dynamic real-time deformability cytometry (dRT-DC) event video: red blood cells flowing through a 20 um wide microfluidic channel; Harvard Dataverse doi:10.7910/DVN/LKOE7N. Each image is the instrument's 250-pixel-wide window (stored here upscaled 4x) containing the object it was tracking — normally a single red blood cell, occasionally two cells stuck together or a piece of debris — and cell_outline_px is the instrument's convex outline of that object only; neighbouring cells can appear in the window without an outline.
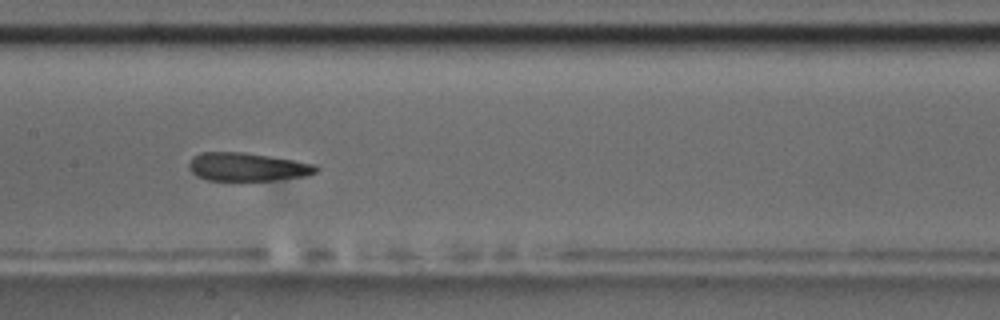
{"species": "common noctule bat (a hibernating species)", "species_latin": "Nyctalus noctula", "temperature_condition": "room temperature", "stored_images_in_passage": 14, "camera_frame_rate_fps": 3000, "um_per_image_px": 0.085, "animal": {"sex": "male", "body_mass_g": 17.5, "forearm_length_mm": 52.3}, "frame": {"image": 1, "passage_image": 7, "time_ms": 7.667, "image_size_px": [1000, 320], "cell_outline_px": [[320, 168], [316, 172], [304, 176], [272, 180], [208, 180], [196, 176], [188, 168], [188, 164], [192, 156], [200, 152], [244, 152], [316, 164]], "centroid_in_image_um": [20.98, 14.18], "position_along_channel_um": 186.4, "area_um2": 20.92}, "authors_computed_cell_mechanics": {"area_um2": 21.5883, "velocity_mm_per_s": 3.4741, "shape_relaxation_time_tau1_ms": 2.9344, "shape_relaxation_time_tau2_ms": 1.6904, "deformation_change_tau1": 0.1123, "deformation_change_tau2": 0.0969}}